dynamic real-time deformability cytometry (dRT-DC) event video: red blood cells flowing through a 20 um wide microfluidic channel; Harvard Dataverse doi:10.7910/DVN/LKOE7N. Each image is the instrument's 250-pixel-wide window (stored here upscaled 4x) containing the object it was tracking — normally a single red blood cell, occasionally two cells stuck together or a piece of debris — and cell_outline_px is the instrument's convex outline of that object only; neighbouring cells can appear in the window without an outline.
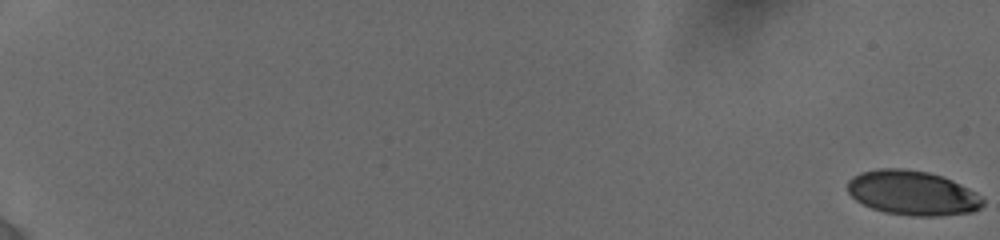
{"species": "human", "species_latin": "Homo sapiens", "temperature_condition": "cold", "stored_images_in_passage": 30, "camera_frame_rate_fps": 3000, "um_per_image_px": 0.085, "donor": {"sex": "female"}, "frame": {"image": 1, "passage_image": 1, "time_ms": 0.0, "image_size_px": [1000, 240], "cell_outline_px": [[984, 204], [980, 208], [972, 212], [940, 216], [908, 216], [884, 212], [872, 208], [856, 200], [848, 192], [848, 180], [852, 176], [860, 172], [880, 168], [904, 168], [928, 172], [944, 176], [976, 192], [984, 200]], "centroid_in_image_um": [77.56, 16.4], "position_along_channel_um": 7.4, "area_um2": 35.37}}
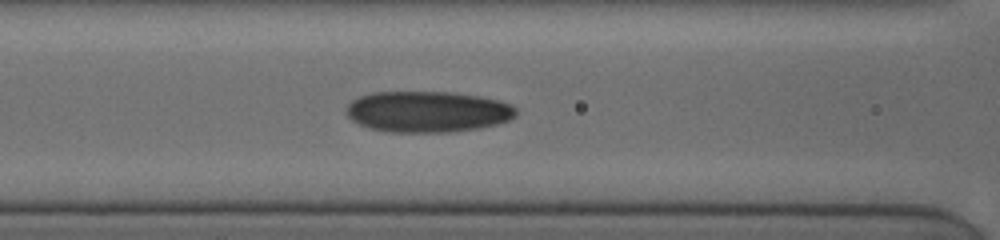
{"frame": {"image": 2, "passage_image": 22, "time_ms": 9.333, "image_size_px": [1000, 240], "cell_outline_px": [[516, 116], [508, 120], [496, 124], [480, 128], [452, 132], [388, 132], [368, 128], [352, 120], [344, 112], [348, 104], [352, 100], [360, 96], [372, 92], [452, 92], [480, 96], [500, 100], [512, 104], [516, 108]], "centroid_in_image_um": [36.34, 9.49], "position_along_channel_um": 130.3, "area_um2": 40.98}}
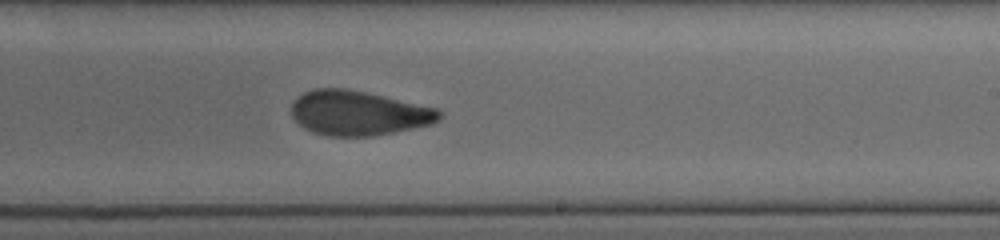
{"frame": {"image": 3, "passage_image": 30, "time_ms": 12.667, "image_size_px": [1000, 240], "cell_outline_px": [[444, 116], [440, 120], [432, 124], [372, 136], [328, 136], [312, 132], [304, 128], [292, 116], [292, 100], [296, 96], [312, 88], [348, 88], [436, 108]], "centroid_in_image_um": [30.43, 9.6], "position_along_channel_um": 258.6, "area_um2": 38.49}}